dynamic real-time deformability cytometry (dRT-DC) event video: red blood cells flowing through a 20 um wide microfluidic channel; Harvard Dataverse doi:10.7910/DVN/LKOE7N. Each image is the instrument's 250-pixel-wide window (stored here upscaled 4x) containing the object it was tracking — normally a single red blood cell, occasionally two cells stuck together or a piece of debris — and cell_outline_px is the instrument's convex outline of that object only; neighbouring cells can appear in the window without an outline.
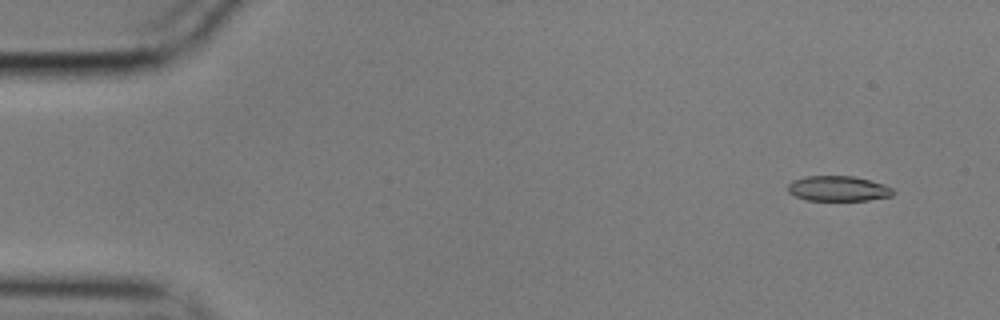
{"species": "common noctule bat (a hibernating species)", "species_latin": "Nyctalus noctula", "temperature_condition": "cold", "stored_images_in_passage": 56, "camera_frame_rate_fps": 3000, "um_per_image_px": 0.085, "animal": {"sex": "male", "body_mass_g": 17.9}, "frame": {"image": 1, "passage_image": 4, "time_ms": 1.0, "image_size_px": [1000, 320], "cell_outline_px": [[896, 192], [892, 196], [868, 200], [808, 200], [796, 196], [788, 192], [788, 184], [792, 180], [804, 176], [856, 176], [884, 184], [892, 188]], "centroid_in_image_um": [71.26, 16.02], "position_along_channel_um": 13.7, "area_um2": 15.55}}
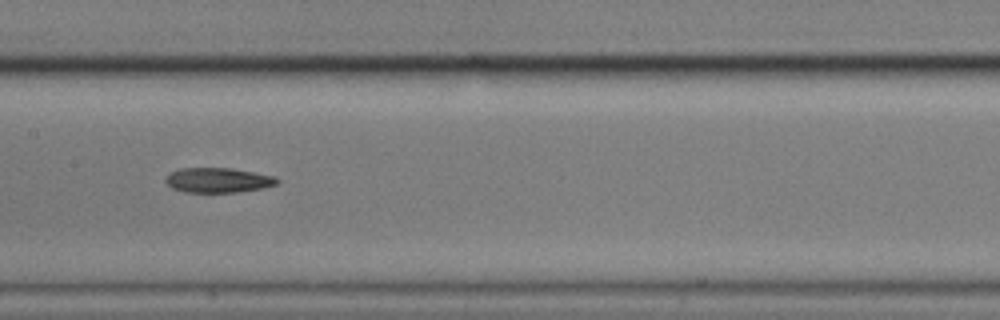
{"frame": {"image": 2, "passage_image": 28, "time_ms": 9.0, "image_size_px": [1000, 320], "cell_outline_px": [[280, 180], [276, 184], [264, 188], [236, 192], [184, 192], [172, 188], [164, 180], [172, 172], [180, 168], [232, 168], [276, 176]], "centroid_in_image_um": [18.57, 15.31], "position_along_channel_um": 188.8, "area_um2": 16.13}}
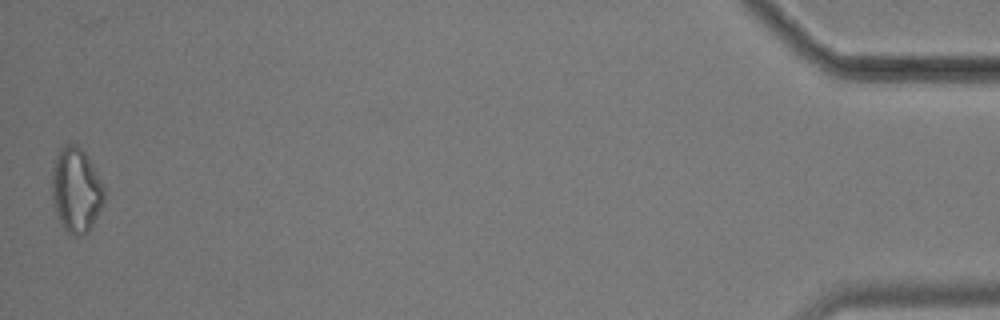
{"frame": {"image": 3, "passage_image": 56, "time_ms": 18.333, "image_size_px": [1000, 320], "cell_outline_px": [[104, 204], [88, 232], [84, 236], [72, 236], [64, 228], [56, 216], [52, 200], [52, 168], [56, 156], [60, 148], [68, 144], [76, 144], [84, 152], [92, 164], [104, 188]], "centroid_in_image_um": [6.46, 16.19], "position_along_channel_um": 428.7, "area_um2": 25.89}}